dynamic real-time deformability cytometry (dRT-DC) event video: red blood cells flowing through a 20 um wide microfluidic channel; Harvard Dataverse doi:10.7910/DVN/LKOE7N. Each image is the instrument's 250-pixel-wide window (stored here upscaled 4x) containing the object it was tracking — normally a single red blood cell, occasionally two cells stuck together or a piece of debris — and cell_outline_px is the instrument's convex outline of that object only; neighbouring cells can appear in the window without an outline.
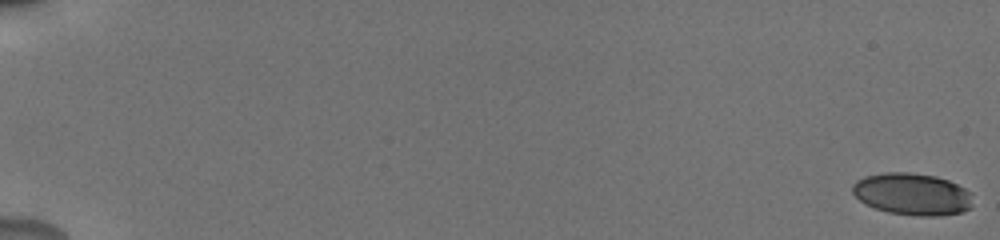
{"species": "human", "species_latin": "Homo sapiens", "temperature_condition": "cold", "stored_images_in_passage": 57, "camera_frame_rate_fps": 3000, "um_per_image_px": 0.085, "donor": {"sex": "male"}, "frame": {"image": 1, "passage_image": 1, "time_ms": 0.0, "image_size_px": [1000, 240], "cell_outline_px": [[972, 208], [960, 212], [940, 216], [920, 216], [888, 212], [864, 204], [852, 192], [852, 184], [856, 180], [864, 176], [884, 172], [908, 172], [936, 176], [948, 180], [972, 192]], "centroid_in_image_um": [77.54, 16.49], "position_along_channel_um": 7.5, "area_um2": 29.65}}
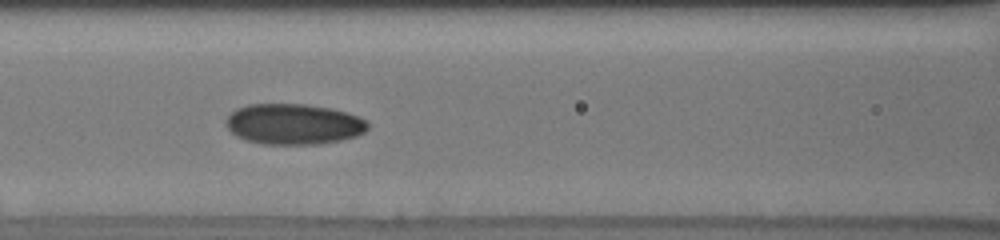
{"frame": {"image": 2, "passage_image": 28, "time_ms": 9.0, "image_size_px": [1000, 240], "cell_outline_px": [[368, 128], [364, 132], [356, 136], [340, 140], [320, 144], [264, 144], [244, 140], [236, 136], [224, 124], [224, 120], [236, 108], [248, 104], [308, 104], [332, 108], [356, 116], [364, 120], [368, 124]], "centroid_in_image_um": [24.91, 10.55], "position_along_channel_um": 141.7, "area_um2": 33.7}}
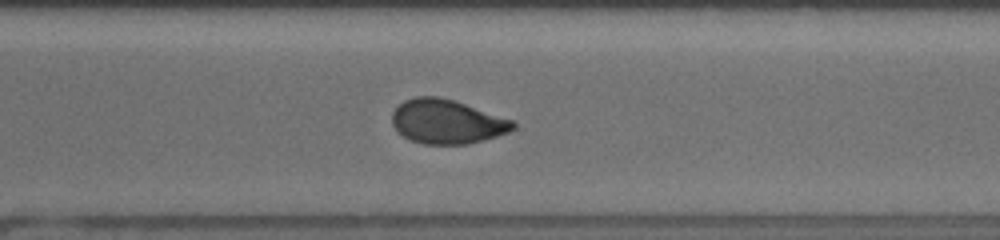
{"frame": {"image": 3, "passage_image": 43, "time_ms": 14.0, "image_size_px": [1000, 240], "cell_outline_px": [[516, 128], [508, 132], [484, 140], [468, 144], [424, 144], [412, 140], [396, 132], [392, 124], [392, 112], [404, 100], [416, 96], [440, 96], [516, 120]], "centroid_in_image_um": [38.01, 10.33], "position_along_channel_um": 332.6, "area_um2": 31.39}, "authors_computed_cell_mechanics": {"area_um2": 31.212, "velocity_mm_per_s": 3.8273, "shape_relaxation_time_tau1_ms": null, "shape_relaxation_time_tau2_ms": 1.8482, "deformation_change_tau1": null, "deformation_change_tau2": 0.0617}}